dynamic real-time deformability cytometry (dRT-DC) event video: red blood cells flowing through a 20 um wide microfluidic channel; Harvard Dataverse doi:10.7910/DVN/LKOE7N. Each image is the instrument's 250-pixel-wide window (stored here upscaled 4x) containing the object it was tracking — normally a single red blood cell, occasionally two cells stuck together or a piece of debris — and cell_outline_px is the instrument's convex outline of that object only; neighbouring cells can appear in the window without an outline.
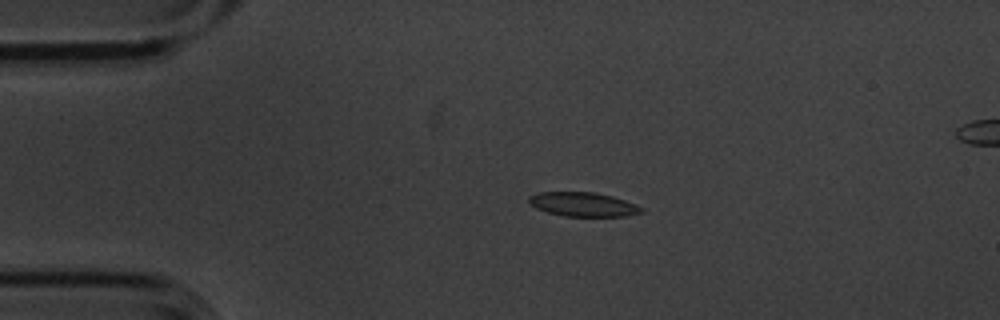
{"species": "common noctule bat (a hibernating species)", "species_latin": "Nyctalus noctula", "temperature_condition": "cold", "stored_images_in_passage": 6, "camera_frame_rate_fps": 3000, "um_per_image_px": 0.085, "animal": {"sex": "male", "body_mass_g": 20.1, "forearm_length_mm": 53.5}, "frame": {"image": 1, "passage_image": 4, "time_ms": 1.0, "image_size_px": [1000, 320], "cell_outline_px": [[644, 212], [624, 216], [564, 216], [548, 212], [536, 208], [528, 200], [528, 196], [540, 192], [596, 192], [612, 196], [636, 204], [644, 208]], "centroid_in_image_um": [49.59, 17.37], "position_along_channel_um": 35.4, "area_um2": 15.78}}